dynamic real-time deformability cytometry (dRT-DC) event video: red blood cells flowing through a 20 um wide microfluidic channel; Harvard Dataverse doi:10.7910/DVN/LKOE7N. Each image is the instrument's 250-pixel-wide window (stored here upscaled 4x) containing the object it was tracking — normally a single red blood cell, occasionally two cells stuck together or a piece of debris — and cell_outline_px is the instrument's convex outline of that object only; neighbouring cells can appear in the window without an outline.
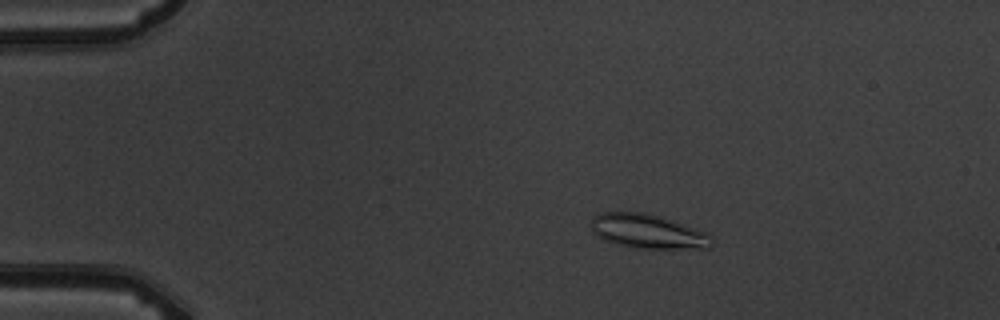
{"species": "common noctule bat (a hibernating species)", "species_latin": "Nyctalus noctula", "temperature_condition": "warm", "stored_images_in_passage": 5, "camera_frame_rate_fps": 3000, "um_per_image_px": 0.085, "animal": {"sex": "male", "body_mass_g": 19.5, "forearm_length_mm": 54.6}, "frame": {"image": 1, "passage_image": 3, "time_ms": 3.333, "image_size_px": [1000, 320], "cell_outline_px": [[712, 248], [632, 248], [616, 244], [604, 240], [596, 236], [592, 232], [592, 216], [596, 212], [644, 212], [660, 216], [704, 232], [712, 236]], "centroid_in_image_um": [55.0, 19.66], "position_along_channel_um": 30.0, "area_um2": 24.1}}